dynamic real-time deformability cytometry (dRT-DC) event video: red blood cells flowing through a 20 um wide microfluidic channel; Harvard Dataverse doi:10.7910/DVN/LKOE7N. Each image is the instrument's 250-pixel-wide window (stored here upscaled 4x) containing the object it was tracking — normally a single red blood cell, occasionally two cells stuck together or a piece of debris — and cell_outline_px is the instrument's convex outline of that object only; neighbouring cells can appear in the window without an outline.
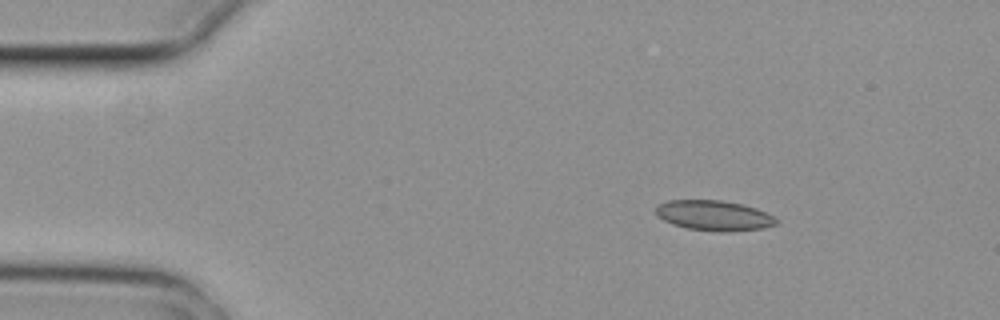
{"species": "common noctule bat (a hibernating species)", "species_latin": "Nyctalus noctula", "temperature_condition": "cold", "stored_images_in_passage": 4, "camera_frame_rate_fps": 3000, "um_per_image_px": 0.085, "animal": {"sex": "female", "body_mass_g": 29.2, "forearm_length_mm": 56.3}, "frame": {"image": 1, "passage_image": 3, "time_ms": 0.667, "image_size_px": [1000, 320], "cell_outline_px": [[776, 224], [764, 228], [728, 232], [716, 232], [688, 228], [672, 224], [656, 216], [656, 204], [668, 200], [720, 200], [744, 204], [756, 208], [772, 216], [776, 220]], "centroid_in_image_um": [60.64, 18.32], "position_along_channel_um": 24.4, "area_um2": 21.27}}